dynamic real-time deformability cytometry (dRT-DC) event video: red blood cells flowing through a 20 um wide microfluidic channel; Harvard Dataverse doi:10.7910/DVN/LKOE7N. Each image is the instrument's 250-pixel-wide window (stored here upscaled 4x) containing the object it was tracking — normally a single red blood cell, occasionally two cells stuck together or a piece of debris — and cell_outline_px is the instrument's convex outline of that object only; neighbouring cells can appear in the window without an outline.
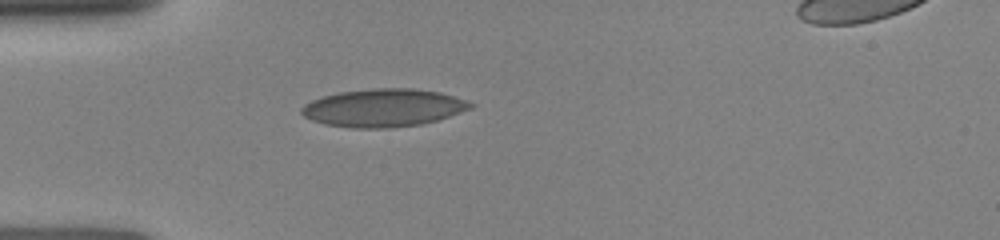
{"species": "human", "species_latin": "Homo sapiens", "temperature_condition": "room temperature", "stored_images_in_passage": 58, "camera_frame_rate_fps": 3000, "um_per_image_px": 0.085, "donor": {"sex": "female"}, "frame": {"image": 1, "passage_image": 1, "time_ms": 0.0, "image_size_px": [1000, 240], "cell_outline_px": [[476, 104], [472, 108], [436, 120], [420, 124], [388, 128], [352, 128], [324, 124], [312, 120], [304, 116], [300, 112], [300, 108], [304, 104], [312, 100], [324, 96], [340, 92], [372, 88], [412, 88], [440, 92]], "centroid_in_image_um": [32.56, 9.16], "position_along_channel_um": 52.4, "area_um2": 37.17}}
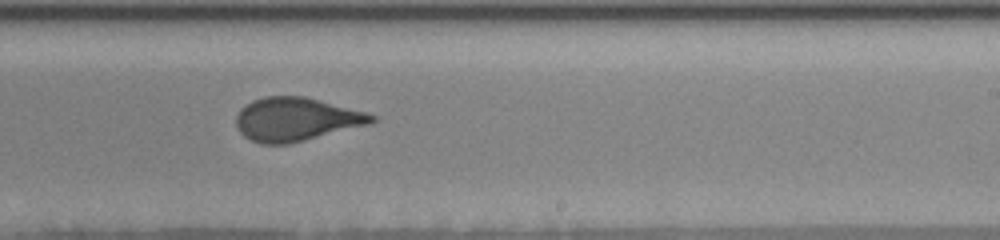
{"frame": {"image": 2, "passage_image": 26, "time_ms": 5.333, "image_size_px": [1000, 240], "cell_outline_px": [[376, 120], [368, 124], [288, 144], [260, 144], [244, 136], [236, 128], [236, 116], [240, 108], [252, 100], [264, 96], [304, 96], [364, 112], [376, 116]], "centroid_in_image_um": [25.1, 10.14], "position_along_channel_um": 263.9, "area_um2": 33.99}}
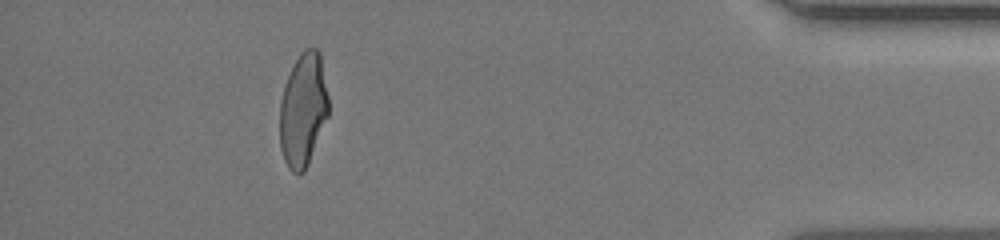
{"frame": {"image": 3, "passage_image": 50, "time_ms": 10.0, "image_size_px": [1000, 240], "cell_outline_px": [[328, 116], [308, 164], [304, 172], [292, 172], [288, 168], [284, 160], [280, 148], [280, 100], [284, 84], [300, 52], [304, 48], [316, 48], [320, 52], [328, 96]], "centroid_in_image_um": [25.76, 9.33], "position_along_channel_um": 409.4, "area_um2": 32.25}}